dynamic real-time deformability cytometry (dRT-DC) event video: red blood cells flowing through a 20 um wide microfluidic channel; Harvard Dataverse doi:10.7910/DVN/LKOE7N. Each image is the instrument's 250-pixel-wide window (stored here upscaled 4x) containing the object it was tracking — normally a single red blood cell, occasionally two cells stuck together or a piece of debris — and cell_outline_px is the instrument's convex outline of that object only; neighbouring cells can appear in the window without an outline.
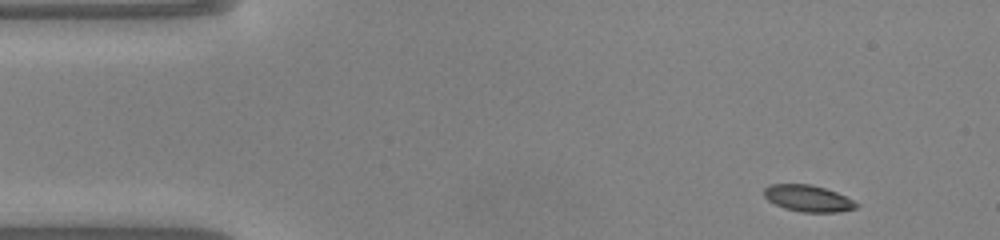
{"species": "common noctule bat (a hibernating species)", "species_latin": "Nyctalus noctula", "temperature_condition": "warm", "stored_images_in_passage": 46, "camera_frame_rate_fps": 3000, "um_per_image_px": 0.085, "animal": {"sex": "male", "body_mass_g": 20.0, "forearm_length_mm": 53.3}, "frame": {"image": 1, "passage_image": 1, "time_ms": 0.0, "image_size_px": [1000, 240], "cell_outline_px": [[860, 204], [856, 208], [836, 212], [804, 212], [784, 208], [768, 200], [764, 196], [764, 188], [768, 184], [808, 184], [824, 188], [836, 192]], "centroid_in_image_um": [68.66, 16.86], "position_along_channel_um": 16.3, "area_um2": 14.1}}
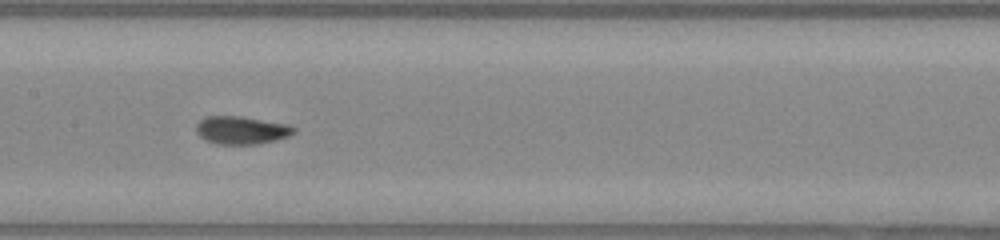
{"frame": {"image": 2, "passage_image": 20, "time_ms": 6.333, "image_size_px": [1000, 240], "cell_outline_px": [[296, 132], [288, 136], [276, 140], [256, 144], [216, 144], [204, 140], [196, 132], [196, 124], [200, 120], [208, 116], [240, 116], [288, 124], [296, 128]], "centroid_in_image_um": [20.52, 11.07], "position_along_channel_um": 186.9, "area_um2": 15.95}}
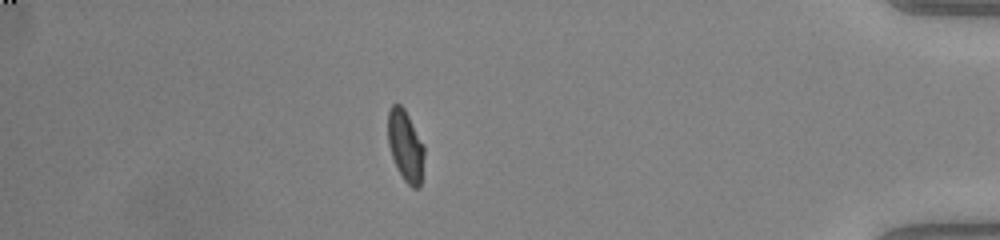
{"frame": {"image": 3, "passage_image": 39, "time_ms": 12.667, "image_size_px": [1000, 240], "cell_outline_px": [[424, 156], [420, 188], [412, 188], [404, 180], [396, 168], [388, 144], [388, 112], [392, 104], [400, 104], [404, 108], [424, 144]], "centroid_in_image_um": [34.47, 12.41], "position_along_channel_um": 400.7, "area_um2": 15.14}, "authors_computed_cell_mechanics": {"area_um2": 15.0569, "velocity_mm_per_s": 4.1188, "shape_relaxation_time_tau1_ms": 6.2975, "shape_relaxation_time_tau2_ms": 1.0512, "deformation_change_tau1": 0.1996, "deformation_change_tau2": 0.0377}}